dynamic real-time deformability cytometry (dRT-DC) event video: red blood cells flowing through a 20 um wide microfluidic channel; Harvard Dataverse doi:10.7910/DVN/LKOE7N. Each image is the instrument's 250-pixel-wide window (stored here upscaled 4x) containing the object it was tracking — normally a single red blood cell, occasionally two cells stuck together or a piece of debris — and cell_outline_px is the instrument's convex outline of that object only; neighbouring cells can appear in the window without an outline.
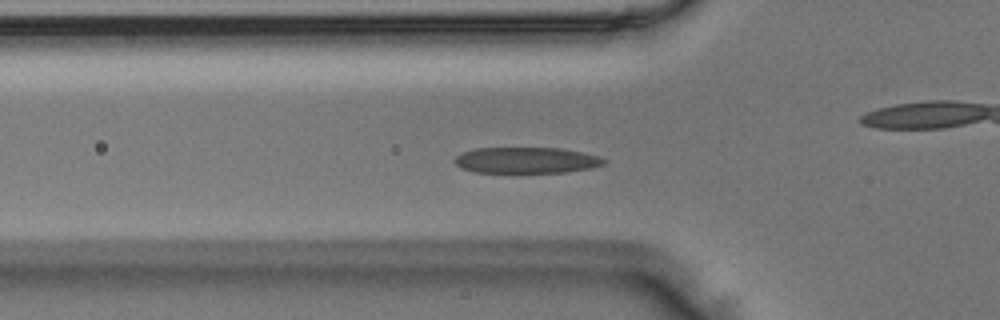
{"species": "Egyptian fruit bat (a non-hibernating species)", "species_latin": "Rousettus aegyptiacus", "temperature_condition": "room temperature", "stored_images_in_passage": 52, "camera_frame_rate_fps": 3000, "um_per_image_px": 0.085, "animal": {"sex": "male"}, "frame": {"image": 1, "passage_image": 17, "time_ms": 5.333, "image_size_px": [1000, 320], "cell_outline_px": [[608, 160], [604, 164], [592, 168], [564, 172], [512, 176], [472, 172], [460, 168], [452, 160], [456, 156], [464, 152], [476, 148], [560, 148], [600, 156]], "centroid_in_image_um": [44.69, 13.68], "position_along_channel_um": 81.1, "area_um2": 23.99}}
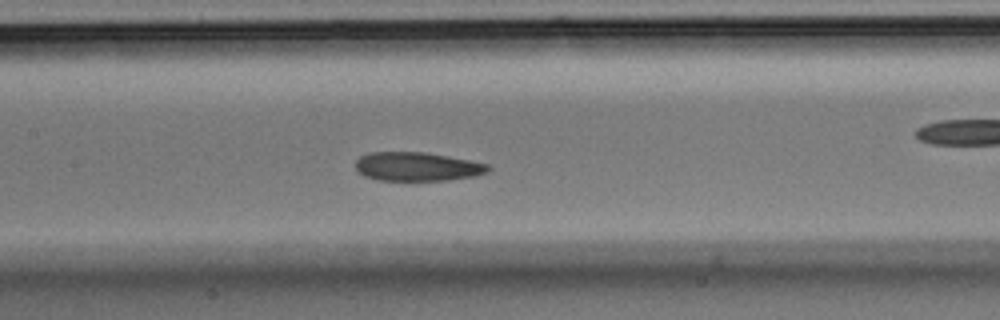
{"frame": {"image": 2, "passage_image": 24, "time_ms": 7.667, "image_size_px": [1000, 320], "cell_outline_px": [[492, 168], [488, 172], [476, 176], [448, 180], [376, 180], [364, 176], [356, 168], [356, 160], [360, 156], [368, 152], [424, 152], [448, 156], [488, 164]], "centroid_in_image_um": [35.47, 14.16], "position_along_channel_um": 171.9, "area_um2": 22.31}}
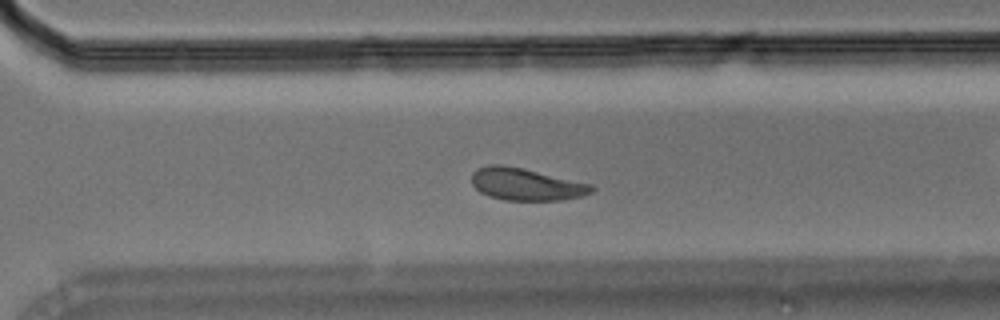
{"frame": {"image": 3, "passage_image": 36, "time_ms": 11.667, "image_size_px": [1000, 320], "cell_outline_px": [[596, 188], [592, 192], [584, 196], [564, 200], [504, 200], [488, 196], [480, 192], [472, 184], [472, 172], [476, 168], [492, 164], [500, 164], [520, 168], [592, 184]], "centroid_in_image_um": [44.72, 15.67], "position_along_channel_um": 325.9, "area_um2": 22.48}}